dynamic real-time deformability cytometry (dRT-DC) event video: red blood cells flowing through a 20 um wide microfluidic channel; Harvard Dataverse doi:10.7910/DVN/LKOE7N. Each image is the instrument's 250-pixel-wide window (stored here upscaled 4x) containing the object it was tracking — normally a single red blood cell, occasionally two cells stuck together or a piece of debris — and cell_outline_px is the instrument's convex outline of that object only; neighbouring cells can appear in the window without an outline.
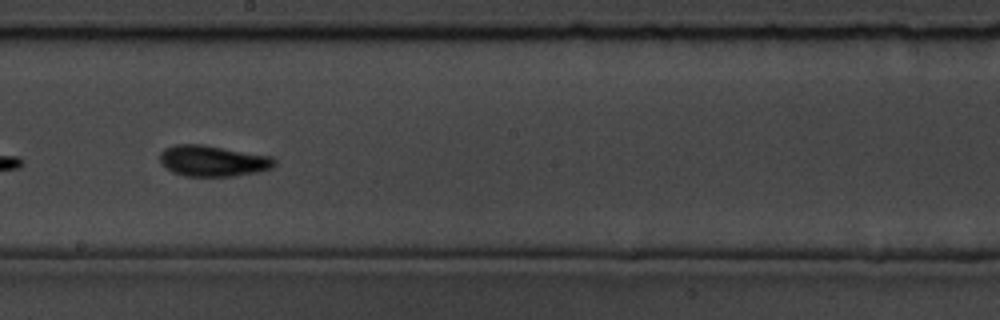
{"species": "common noctule bat (a hibernating species)", "species_latin": "Nyctalus noctula", "temperature_condition": "room temperature", "stored_images_in_passage": 33, "camera_frame_rate_fps": 3000, "um_per_image_px": 0.085, "animal": {"sex": "male", "body_mass_g": 19.5, "forearm_length_mm": 54.6}, "frame": {"image": 1, "passage_image": 15, "time_ms": 4.667, "image_size_px": [1000, 320], "cell_outline_px": [[276, 164], [272, 168], [256, 172], [232, 176], [184, 176], [172, 172], [160, 164], [160, 152], [164, 148], [176, 144], [204, 144], [272, 156], [276, 160]], "centroid_in_image_um": [18.08, 13.66], "position_along_channel_um": 230.1, "area_um2": 20.92}, "authors_computed_cell_mechanics": {"area_um2": 19.8832, "velocity_mm_per_s": 3.5207, "shape_relaxation_time_tau1_ms": 2.7587, "shape_relaxation_time_tau2_ms": 2.6049, "deformation_change_tau1": 0.1381, "deformation_change_tau2": 0.0864}}